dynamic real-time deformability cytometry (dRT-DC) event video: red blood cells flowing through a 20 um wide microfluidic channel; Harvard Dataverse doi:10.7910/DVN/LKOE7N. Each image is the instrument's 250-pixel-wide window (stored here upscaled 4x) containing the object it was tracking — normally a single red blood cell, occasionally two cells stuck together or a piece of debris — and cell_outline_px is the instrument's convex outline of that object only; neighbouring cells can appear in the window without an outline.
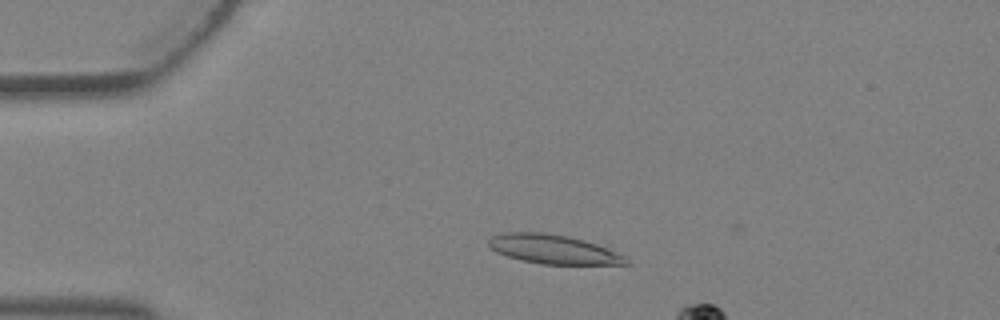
{"species": "Egyptian fruit bat (a non-hibernating species)", "species_latin": "Rousettus aegyptiacus", "temperature_condition": "warm", "stored_images_in_passage": 3, "camera_frame_rate_fps": 3000, "um_per_image_px": 0.085, "animal": {"sex": "female"}, "frame": {"image": 1, "passage_image": 2, "time_ms": 0.333, "image_size_px": [1000, 320], "cell_outline_px": [[632, 264], [540, 264], [520, 260], [496, 252], [488, 244], [488, 240], [492, 236], [504, 232], [540, 232], [564, 236], [584, 240], [596, 244], [624, 256]], "centroid_in_image_um": [46.99, 21.19], "position_along_channel_um": 38.0, "area_um2": 23.0}}